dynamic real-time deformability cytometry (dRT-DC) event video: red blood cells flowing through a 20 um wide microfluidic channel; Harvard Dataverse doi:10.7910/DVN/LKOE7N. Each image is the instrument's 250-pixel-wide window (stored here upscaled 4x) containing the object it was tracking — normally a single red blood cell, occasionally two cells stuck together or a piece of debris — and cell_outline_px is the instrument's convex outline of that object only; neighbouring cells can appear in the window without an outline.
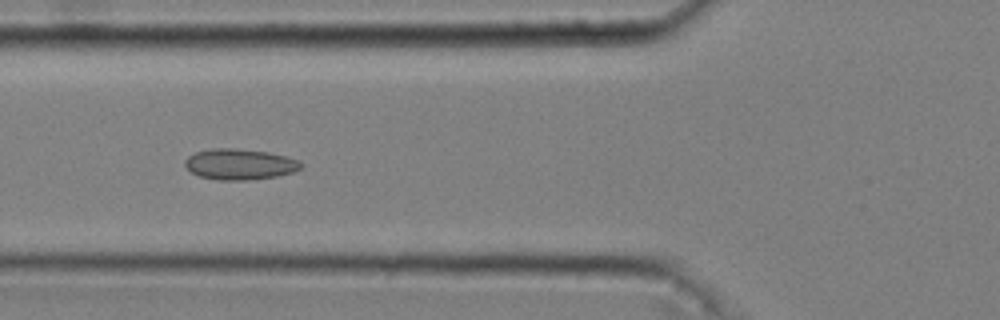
{"species": "common noctule bat (a hibernating species)", "species_latin": "Nyctalus noctula", "temperature_condition": "cold", "stored_images_in_passage": 51, "camera_frame_rate_fps": 3000, "um_per_image_px": 0.085, "animal": {"sex": "male", "body_mass_g": 20.4}, "frame": {"image": 1, "passage_image": 19, "time_ms": 6.0, "image_size_px": [1000, 320], "cell_outline_px": [[304, 164], [300, 168], [292, 172], [276, 176], [248, 180], [220, 180], [200, 176], [192, 172], [184, 164], [184, 160], [188, 156], [196, 152], [212, 148], [236, 148], [268, 152], [284, 156], [296, 160]], "centroid_in_image_um": [20.35, 13.95], "position_along_channel_um": 105.4, "area_um2": 20.63}}
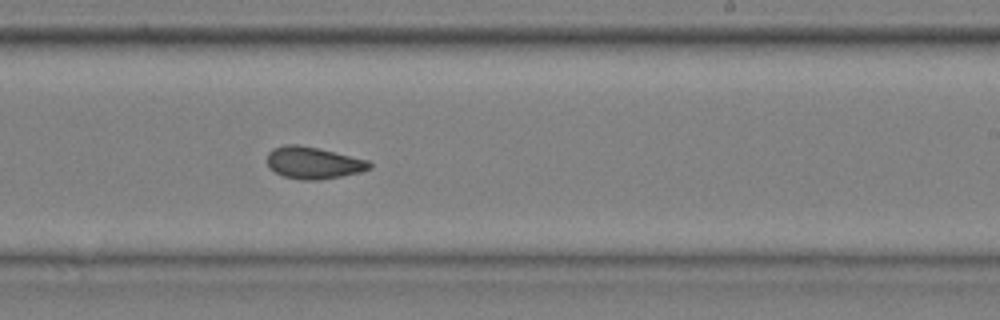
{"frame": {"image": 2, "passage_image": 32, "time_ms": 10.333, "image_size_px": [1000, 320], "cell_outline_px": [[372, 168], [360, 172], [320, 180], [300, 180], [284, 176], [276, 172], [268, 164], [268, 152], [272, 148], [284, 144], [296, 144], [320, 148], [368, 160], [372, 164]], "centroid_in_image_um": [26.65, 13.83], "position_along_channel_um": 262.3, "area_um2": 19.07}}
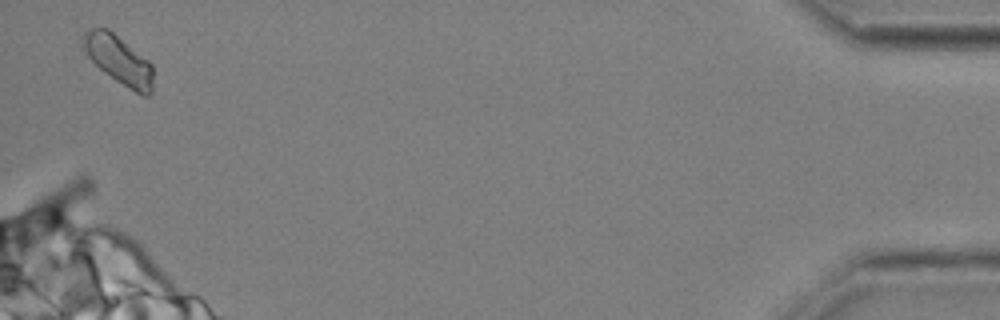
{"frame": {"image": 3, "passage_image": 51, "time_ms": 16.667, "image_size_px": [1000, 320], "cell_outline_px": [[152, 92], [148, 96], [144, 96], [128, 88], [104, 72], [88, 56], [84, 48], [84, 36], [92, 28], [108, 28], [148, 60], [152, 64]], "centroid_in_image_um": [10.14, 5.11], "position_along_channel_um": 425.1, "area_um2": 19.31}, "authors_computed_cell_mechanics": {"area_um2": 19.3052, "velocity_mm_per_s": 3.6241, "shape_relaxation_time_tau1_ms": null, "shape_relaxation_time_tau2_ms": 2.2417, "deformation_change_tau1": null, "deformation_change_tau2": 0.0696}}